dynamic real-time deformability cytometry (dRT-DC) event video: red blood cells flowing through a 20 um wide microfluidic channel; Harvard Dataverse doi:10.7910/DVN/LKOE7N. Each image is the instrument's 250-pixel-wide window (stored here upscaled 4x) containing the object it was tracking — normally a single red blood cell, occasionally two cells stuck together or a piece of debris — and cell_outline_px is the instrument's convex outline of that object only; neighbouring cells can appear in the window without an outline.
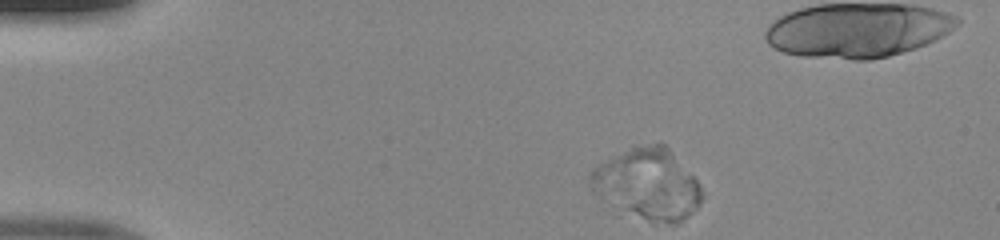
{"species": "human", "species_latin": "Homo sapiens", "temperature_condition": "room temperature", "stored_images_in_passage": 43, "camera_frame_rate_fps": 3000, "um_per_image_px": 0.085, "donor": {"sex": "male"}, "frame": {"image": 1, "passage_image": 1, "time_ms": 0.0, "image_size_px": [1000, 240], "cell_outline_px": [[704, 196], [700, 204], [688, 216], [676, 224], [652, 224], [592, 192], [588, 180], [588, 176], [596, 168], [608, 160], [632, 148], [652, 144], [664, 144], [672, 152], [696, 180]], "centroid_in_image_um": [55.11, 15.69], "position_along_channel_um": 29.9, "area_um2": 44.8}}
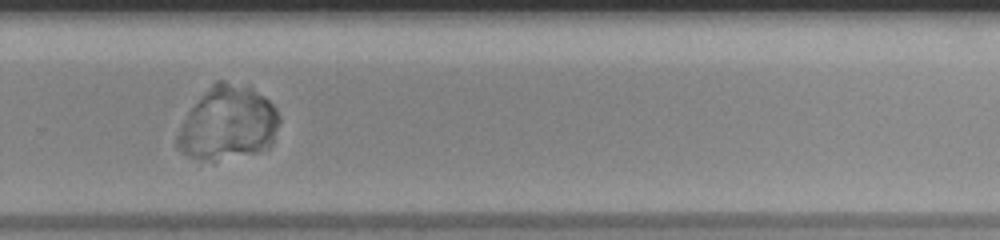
{"frame": {"image": 2, "passage_image": 27, "time_ms": 8.667, "image_size_px": [1000, 240], "cell_outline_px": [[280, 120], [272, 144], [268, 148], [260, 152], [200, 160], [180, 152], [176, 148], [176, 136], [188, 112], [212, 84], [216, 80], [224, 80], [252, 88], [264, 96], [276, 108], [280, 116]], "centroid_in_image_um": [19.39, 10.46], "position_along_channel_um": 310.4, "area_um2": 43.23}}
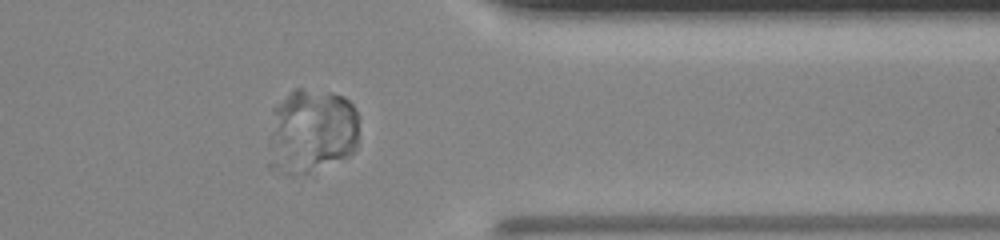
{"frame": {"image": 3, "passage_image": 33, "time_ms": 10.667, "image_size_px": [1000, 240], "cell_outline_px": [[360, 116], [356, 148], [348, 156], [308, 172], [276, 176], [268, 168], [268, 144], [272, 108], [296, 88], [300, 88], [332, 92], [344, 96], [352, 104]], "centroid_in_image_um": [26.43, 11.17], "position_along_channel_um": 385.0, "area_um2": 45.89}}